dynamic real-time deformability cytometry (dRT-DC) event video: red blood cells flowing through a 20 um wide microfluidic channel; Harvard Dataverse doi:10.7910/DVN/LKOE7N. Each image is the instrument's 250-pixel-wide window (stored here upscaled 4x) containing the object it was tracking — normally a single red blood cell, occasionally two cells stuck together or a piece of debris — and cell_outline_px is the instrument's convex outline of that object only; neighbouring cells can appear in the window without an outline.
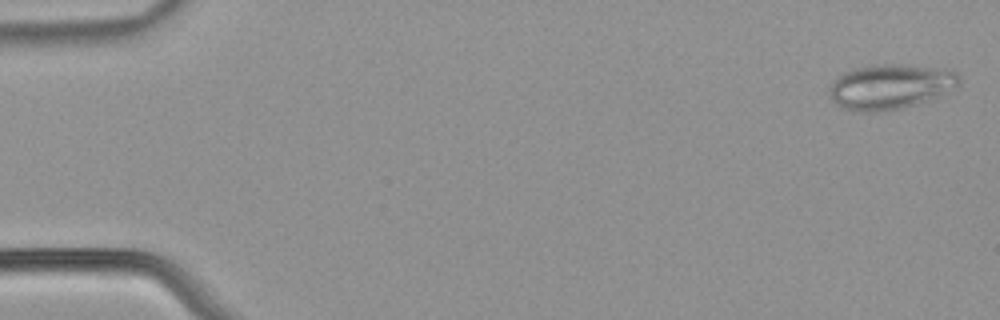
{"species": "common noctule bat (a hibernating species)", "species_latin": "Nyctalus noctula", "temperature_condition": "warm", "stored_images_in_passage": 53, "camera_frame_rate_fps": 3000, "um_per_image_px": 0.085, "animal": {"sex": "male", "body_mass_g": 21.5, "forearm_length_mm": 52.0}, "frame": {"image": 1, "passage_image": 2, "time_ms": 0.333, "image_size_px": [1000, 320], "cell_outline_px": [[960, 84], [940, 96], [900, 108], [880, 112], [860, 112], [844, 108], [836, 104], [832, 100], [828, 92], [828, 88], [844, 72], [856, 68], [880, 64], [908, 64], [948, 68], [956, 72], [960, 76]], "centroid_in_image_um": [75.72, 7.35], "position_along_channel_um": 9.3, "area_um2": 34.16}}
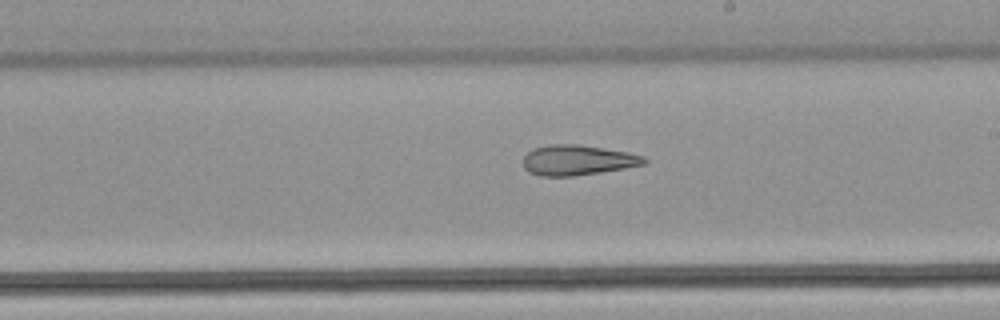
{"frame": {"image": 2, "passage_image": 31, "time_ms": 10.0, "image_size_px": [1000, 320], "cell_outline_px": [[648, 160], [644, 164], [624, 168], [600, 172], [572, 176], [540, 176], [528, 172], [524, 168], [524, 156], [532, 148], [552, 144], [576, 144], [604, 148], [628, 152], [644, 156]], "centroid_in_image_um": [49.08, 13.61], "position_along_channel_um": 239.9, "area_um2": 21.27}}
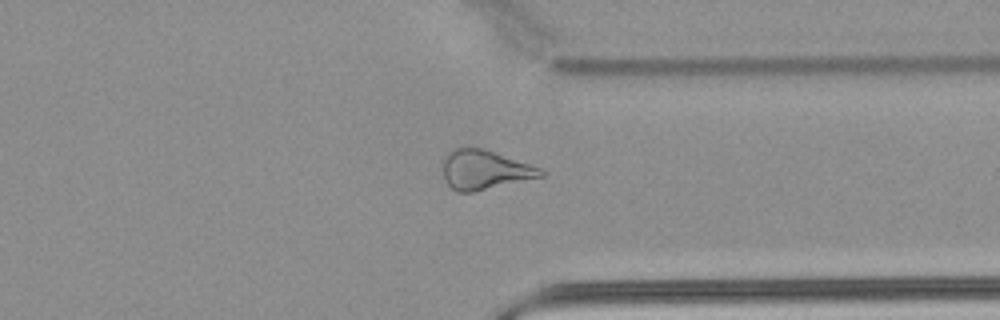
{"frame": {"image": 3, "passage_image": 41, "time_ms": 13.333, "image_size_px": [1000, 320], "cell_outline_px": [[544, 176], [472, 192], [456, 192], [444, 180], [444, 156], [452, 148], [480, 148], [540, 168], [544, 172]], "centroid_in_image_um": [41.15, 14.45], "position_along_channel_um": 370.3, "area_um2": 21.91}, "authors_computed_cell_mechanics": {"area_um2": 25.4898, "velocity_mm_per_s": 3.9296, "shape_relaxation_time_tau1_ms": null, "shape_relaxation_time_tau2_ms": 7.1294, "deformation_change_tau1": null, "deformation_change_tau2": 0.196}}